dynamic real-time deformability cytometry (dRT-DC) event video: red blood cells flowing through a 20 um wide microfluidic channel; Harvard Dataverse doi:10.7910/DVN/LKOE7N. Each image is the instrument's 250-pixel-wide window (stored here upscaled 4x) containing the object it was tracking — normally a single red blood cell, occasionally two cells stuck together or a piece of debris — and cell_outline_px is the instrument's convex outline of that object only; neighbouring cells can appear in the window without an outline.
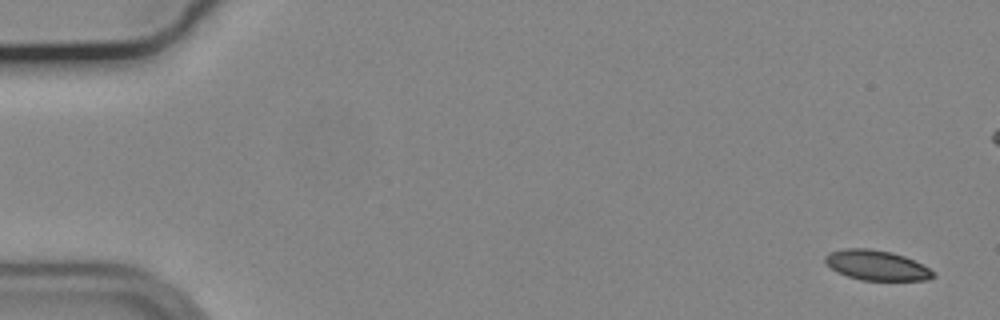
{"species": "common noctule bat (a hibernating species)", "species_latin": "Nyctalus noctula", "temperature_condition": "cold", "stored_images_in_passage": 13, "camera_frame_rate_fps": 3000, "um_per_image_px": 0.085, "animal": {"sex": "male", "body_mass_g": 19.2, "forearm_length_mm": 51.8}, "frame": {"image": 1, "passage_image": 2, "time_ms": 0.333, "image_size_px": [1000, 320], "cell_outline_px": [[936, 276], [928, 280], [860, 280], [836, 272], [824, 260], [824, 256], [828, 252], [844, 248], [872, 248], [892, 252], [904, 256], [936, 272]], "centroid_in_image_um": [74.49, 22.54], "position_along_channel_um": 10.5, "area_um2": 18.96}}